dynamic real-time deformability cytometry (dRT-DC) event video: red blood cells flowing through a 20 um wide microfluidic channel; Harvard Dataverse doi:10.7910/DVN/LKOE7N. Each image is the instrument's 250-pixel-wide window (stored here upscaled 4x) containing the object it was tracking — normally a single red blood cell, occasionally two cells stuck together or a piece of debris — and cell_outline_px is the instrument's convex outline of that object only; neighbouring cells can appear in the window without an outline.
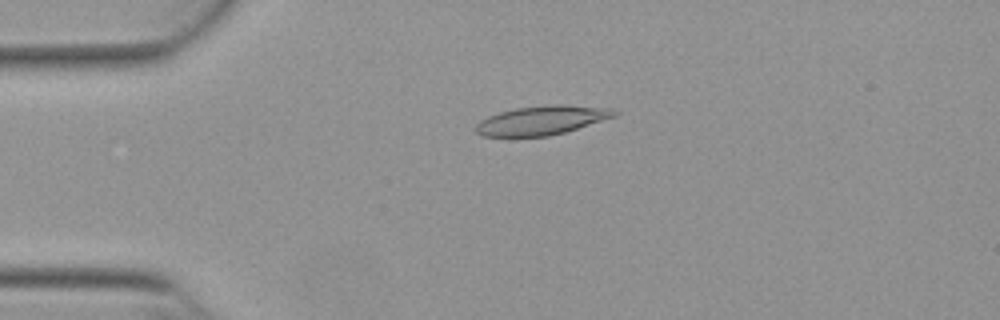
{"species": "Egyptian fruit bat (a non-hibernating species)", "species_latin": "Rousettus aegyptiacus", "temperature_condition": "warm", "stored_images_in_passage": 42, "camera_frame_rate_fps": 3000, "um_per_image_px": 0.085, "animal": {"sex": "female"}, "frame": {"image": 1, "passage_image": 2, "time_ms": 0.333, "image_size_px": [1000, 320], "cell_outline_px": [[620, 112], [616, 116], [564, 132], [548, 136], [480, 136], [472, 128], [480, 120], [488, 116], [500, 112], [516, 108], [552, 104], [564, 104], [612, 108]], "centroid_in_image_um": [46.04, 10.21], "position_along_channel_um": 39.0, "area_um2": 23.52}}
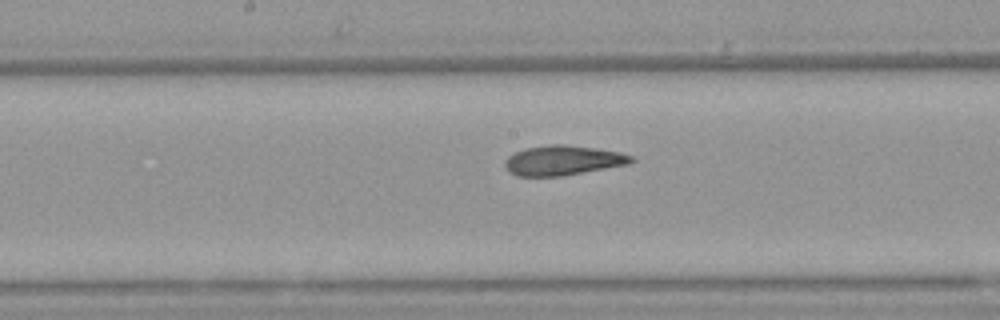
{"frame": {"image": 2, "passage_image": 17, "time_ms": 5.333, "image_size_px": [1000, 320], "cell_outline_px": [[636, 160], [628, 164], [560, 176], [516, 176], [508, 172], [504, 168], [504, 160], [508, 156], [524, 148], [552, 144], [564, 144], [596, 148], [620, 152], [632, 156]], "centroid_in_image_um": [47.8, 13.63], "position_along_channel_um": 200.4, "area_um2": 21.96}}
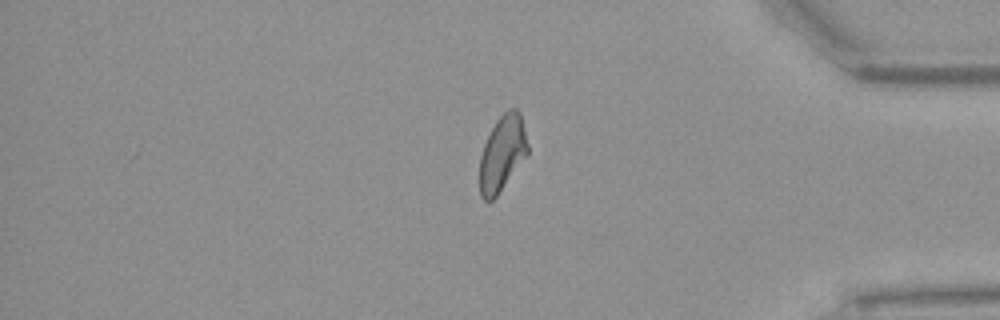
{"frame": {"image": 3, "passage_image": 34, "time_ms": 11.0, "image_size_px": [1000, 320], "cell_outline_px": [[528, 152], [496, 196], [492, 200], [484, 200], [480, 196], [480, 156], [484, 144], [496, 120], [508, 108], [516, 108], [520, 112], [528, 144]], "centroid_in_image_um": [42.68, 13.0], "position_along_channel_um": 392.5, "area_um2": 20.75}, "authors_computed_cell_mechanics": {"area_um2": 21.9929, "velocity_mm_per_s": 3.8544, "shape_relaxation_time_tau1_ms": 7.1812, "shape_relaxation_time_tau2_ms": 2.8959, "deformation_change_tau1": 0.2349, "deformation_change_tau2": 0.1129}}